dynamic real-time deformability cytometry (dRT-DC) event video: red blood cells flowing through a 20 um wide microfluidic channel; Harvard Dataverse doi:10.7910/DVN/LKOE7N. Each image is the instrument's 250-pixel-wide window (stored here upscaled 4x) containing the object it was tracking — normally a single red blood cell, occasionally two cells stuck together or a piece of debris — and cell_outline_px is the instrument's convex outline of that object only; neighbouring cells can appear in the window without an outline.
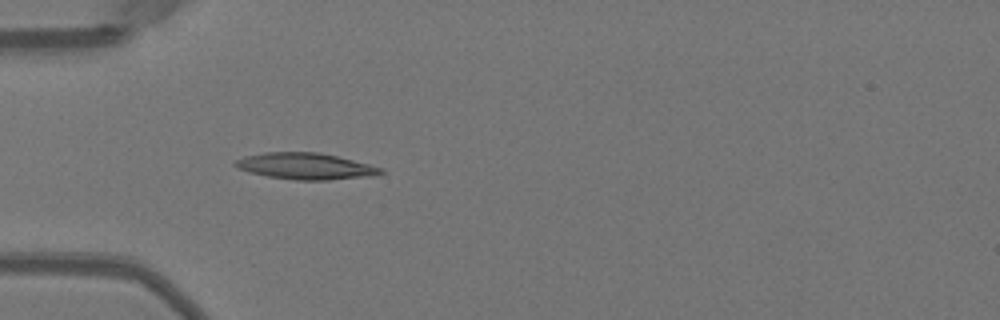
{"species": "Egyptian fruit bat (a non-hibernating species)", "species_latin": "Rousettus aegyptiacus", "temperature_condition": "warm", "stored_images_in_passage": 10, "camera_frame_rate_fps": 3000, "um_per_image_px": 0.085, "animal": {"sex": "female"}, "frame": {"image": 1, "passage_image": 4, "time_ms": 1.0, "image_size_px": [1000, 320], "cell_outline_px": [[384, 172], [372, 176], [328, 180], [296, 180], [268, 176], [248, 172], [232, 164], [236, 160], [244, 156], [264, 152], [320, 152], [384, 168]], "centroid_in_image_um": [25.97, 14.12], "position_along_channel_um": 59.0, "area_um2": 22.31}}
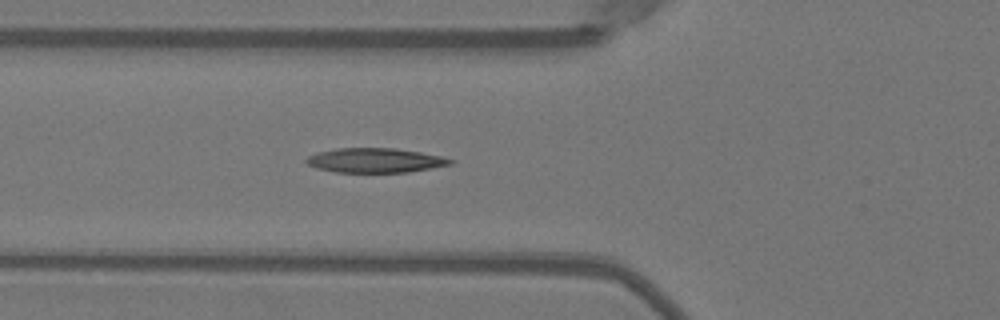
{"frame": {"image": 2, "passage_image": 7, "time_ms": 2.0, "image_size_px": [1000, 320], "cell_outline_px": [[456, 160], [452, 164], [408, 172], [336, 172], [316, 168], [308, 164], [304, 160], [308, 156], [316, 152], [336, 148], [396, 148], [444, 156]], "centroid_in_image_um": [31.9, 13.62], "position_along_channel_um": 93.9, "area_um2": 20.69}}